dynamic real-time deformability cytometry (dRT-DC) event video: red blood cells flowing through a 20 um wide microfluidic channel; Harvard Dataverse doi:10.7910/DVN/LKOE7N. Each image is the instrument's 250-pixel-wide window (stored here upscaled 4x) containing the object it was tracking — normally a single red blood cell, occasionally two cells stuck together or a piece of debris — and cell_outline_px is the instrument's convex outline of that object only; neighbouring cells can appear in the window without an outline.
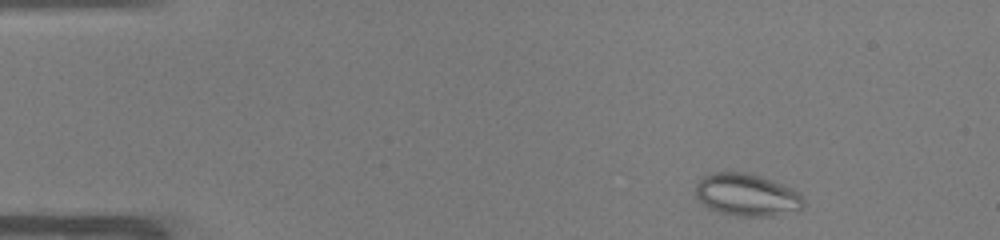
{"species": "common noctule bat (a hibernating species)", "species_latin": "Nyctalus noctula", "temperature_condition": "warm", "stored_images_in_passage": 48, "camera_frame_rate_fps": 3000, "um_per_image_px": 0.085, "animal": {"sex": "male", "body_mass_g": 19.0, "forearm_length_mm": 50.8}, "frame": {"image": 1, "passage_image": 3, "time_ms": 0.667, "image_size_px": [1000, 240], "cell_outline_px": [[804, 208], [772, 216], [736, 216], [720, 212], [708, 208], [696, 196], [696, 184], [704, 176], [712, 172], [748, 172], [772, 180], [804, 196]], "centroid_in_image_um": [63.47, 16.56], "position_along_channel_um": 21.5, "area_um2": 26.47}}
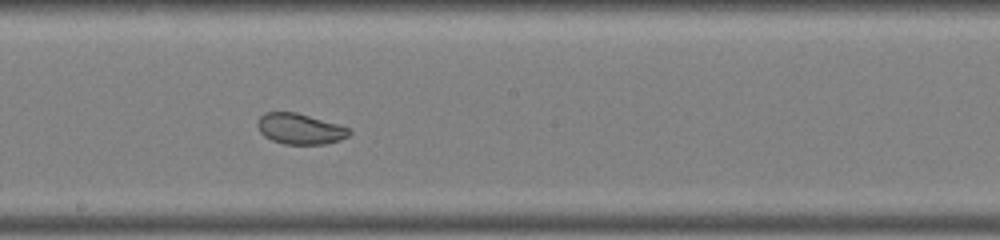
{"frame": {"image": 2, "passage_image": 25, "time_ms": 8.0, "image_size_px": [1000, 240], "cell_outline_px": [[352, 132], [348, 136], [340, 140], [324, 144], [284, 144], [272, 140], [264, 136], [260, 132], [256, 124], [260, 116], [264, 112], [296, 112], [340, 124], [348, 128]], "centroid_in_image_um": [25.49, 10.94], "position_along_channel_um": 222.7, "area_um2": 16.53}}
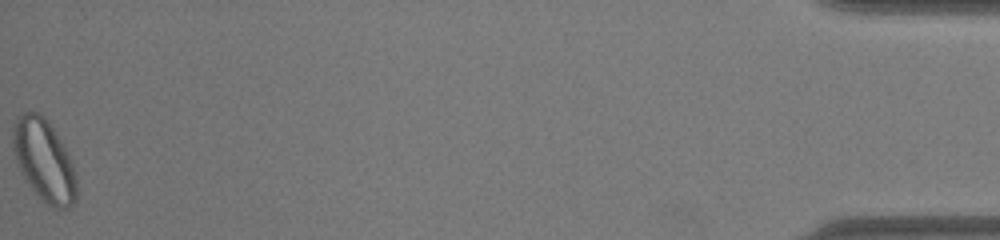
{"frame": {"image": 3, "passage_image": 48, "time_ms": 15.667, "image_size_px": [1000, 240], "cell_outline_px": [[76, 200], [68, 208], [56, 208], [48, 204], [24, 180], [20, 172], [12, 148], [12, 128], [16, 116], [24, 112], [36, 112], [44, 116], [60, 140], [72, 164], [76, 180]], "centroid_in_image_um": [3.7, 13.61], "position_along_channel_um": 431.5, "area_um2": 30.0}, "authors_computed_cell_mechanics": {"area_um2": 23.3223, "velocity_mm_per_s": 3.9502, "shape_relaxation_time_tau1_ms": null, "shape_relaxation_time_tau2_ms": 1.3305, "deformation_change_tau1": null, "deformation_change_tau2": 0.0611}}